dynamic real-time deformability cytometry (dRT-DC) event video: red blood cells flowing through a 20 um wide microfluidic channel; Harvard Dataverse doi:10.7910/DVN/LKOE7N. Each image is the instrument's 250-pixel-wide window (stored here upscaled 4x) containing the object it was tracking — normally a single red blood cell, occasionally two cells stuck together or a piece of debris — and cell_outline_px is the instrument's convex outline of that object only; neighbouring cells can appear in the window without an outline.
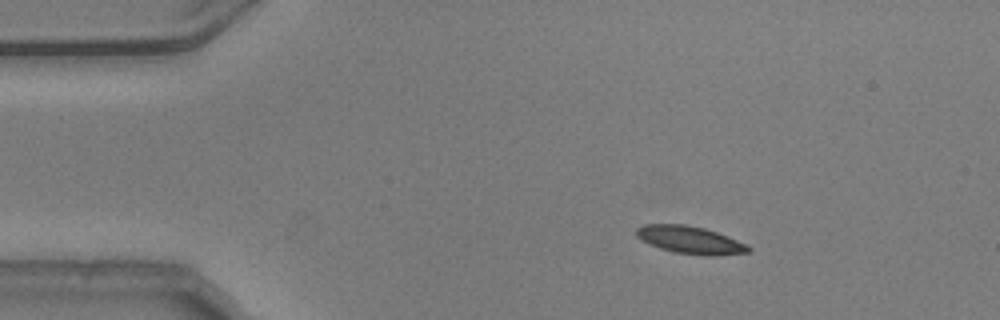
{"species": "common noctule bat (a hibernating species)", "species_latin": "Nyctalus noctula", "temperature_condition": "warm", "stored_images_in_passage": 46, "camera_frame_rate_fps": 3000, "um_per_image_px": 0.085, "animal": {"sex": "male", "body_mass_g": 20.5, "forearm_length_mm": 52.5}, "frame": {"image": 1, "passage_image": 1, "time_ms": 0.0, "image_size_px": [1000, 320], "cell_outline_px": [[752, 252], [712, 256], [708, 256], [676, 252], [660, 248], [648, 244], [640, 240], [636, 236], [636, 228], [644, 224], [684, 224], [704, 228], [716, 232], [736, 240], [752, 248]], "centroid_in_image_um": [58.63, 20.39], "position_along_channel_um": 26.4, "area_um2": 17.92}}
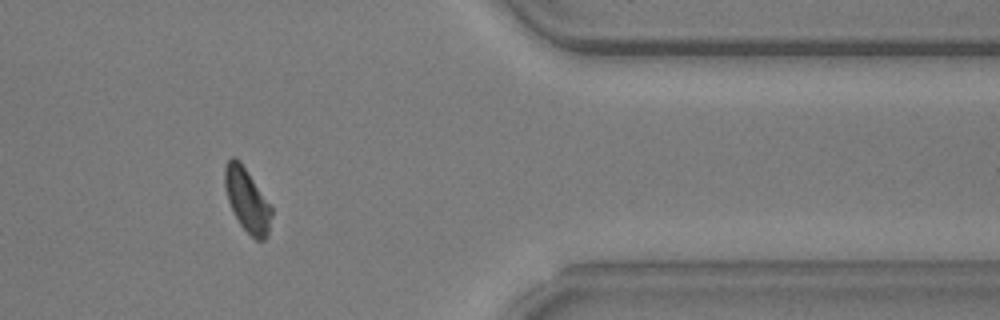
{"frame": {"image": 2, "passage_image": 37, "time_ms": 12.0, "image_size_px": [1000, 320], "cell_outline_px": [[272, 216], [268, 236], [264, 240], [256, 240], [240, 224], [228, 200], [224, 184], [224, 164], [232, 156], [236, 156], [240, 160], [272, 208]], "centroid_in_image_um": [21.0, 16.98], "position_along_channel_um": 390.4, "area_um2": 17.17}}
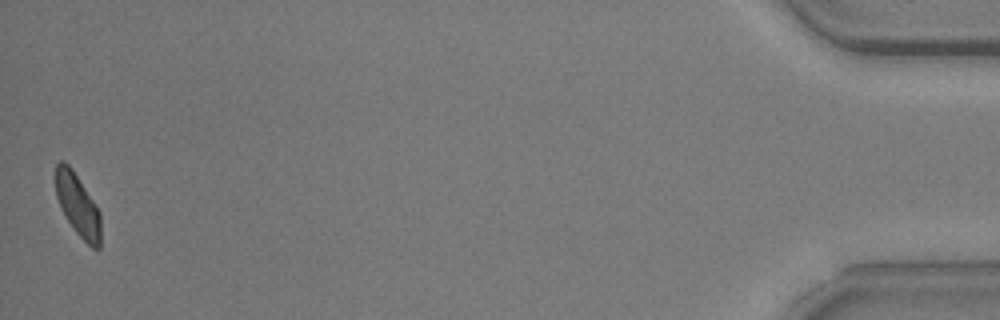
{"frame": {"image": 3, "passage_image": 46, "time_ms": 15.0, "image_size_px": [1000, 320], "cell_outline_px": [[100, 248], [92, 248], [76, 232], [60, 208], [56, 196], [56, 164], [60, 160], [64, 160], [72, 168], [100, 212]], "centroid_in_image_um": [6.6, 17.41], "position_along_channel_um": 428.6, "area_um2": 16.13}, "authors_computed_cell_mechanics": {"area_um2": 17.918, "velocity_mm_per_s": 3.7273, "shape_relaxation_time_tau1_ms": 2.7364, "shape_relaxation_time_tau2_ms": 3.0284, "deformation_change_tau1": 0.1147, "deformation_change_tau2": 0.0754}}